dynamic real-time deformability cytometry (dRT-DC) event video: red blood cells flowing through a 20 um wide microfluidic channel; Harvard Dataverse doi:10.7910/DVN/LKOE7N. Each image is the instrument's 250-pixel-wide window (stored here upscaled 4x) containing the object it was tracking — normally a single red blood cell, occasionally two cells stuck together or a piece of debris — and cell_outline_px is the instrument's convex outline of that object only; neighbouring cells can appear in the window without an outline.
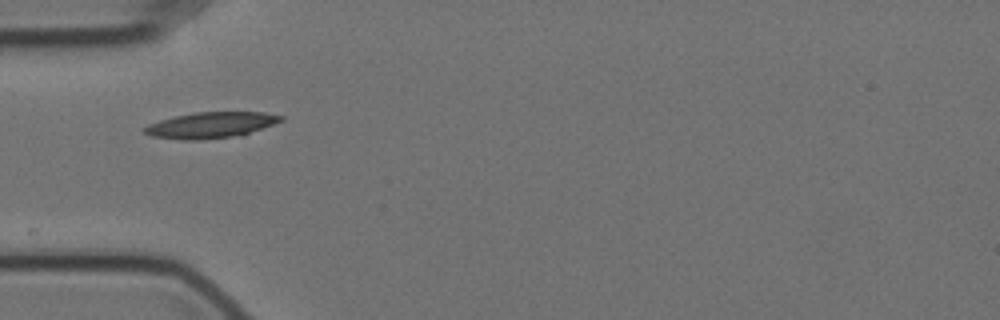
{"species": "Egyptian fruit bat (a non-hibernating species)", "species_latin": "Rousettus aegyptiacus", "temperature_condition": "cold", "stored_images_in_passage": 11, "camera_frame_rate_fps": 3000, "um_per_image_px": 0.085, "animal": {"sex": "female"}, "frame": {"image": 1, "passage_image": 1, "time_ms": 0.0, "image_size_px": [1000, 320], "cell_outline_px": [[284, 120], [244, 136], [200, 140], [184, 140], [152, 136], [144, 132], [144, 128], [148, 124], [160, 120], [176, 116], [196, 112], [264, 112], [284, 116]], "centroid_in_image_um": [17.99, 10.64], "position_along_channel_um": 67.0, "area_um2": 20.87}}
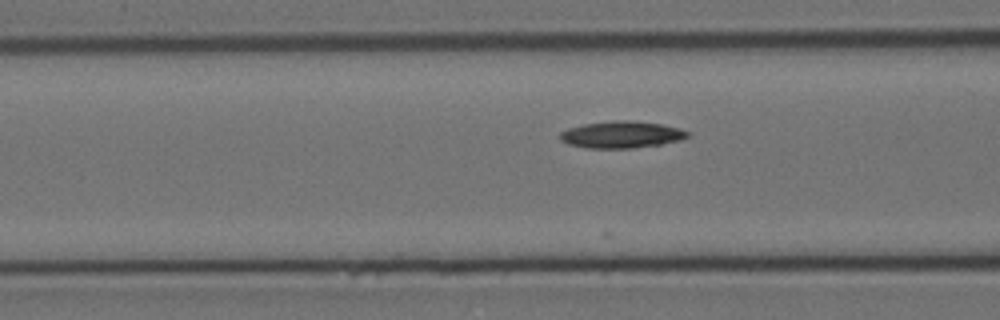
{"frame": {"image": 2, "passage_image": 5, "time_ms": 1.333, "image_size_px": [1000, 320], "cell_outline_px": [[692, 136], [680, 140], [660, 144], [632, 148], [588, 148], [568, 144], [560, 140], [560, 132], [568, 128], [584, 124], [612, 120], [632, 120], [660, 124], [680, 128], [692, 132]], "centroid_in_image_um": [52.86, 11.43], "position_along_channel_um": 113.7, "area_um2": 20.11}}
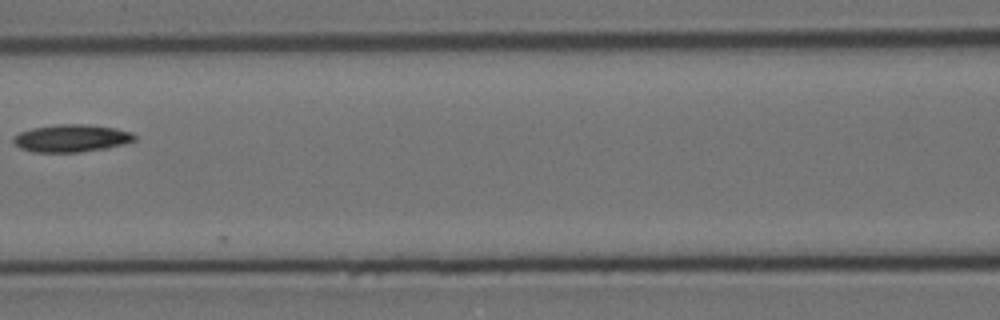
{"frame": {"image": 3, "passage_image": 9, "time_ms": 2.667, "image_size_px": [1000, 320], "cell_outline_px": [[136, 140], [124, 144], [108, 148], [80, 152], [32, 152], [20, 148], [12, 140], [20, 132], [32, 128], [56, 124], [88, 124], [116, 128], [132, 132], [136, 136]], "centroid_in_image_um": [6.11, 11.75], "position_along_channel_um": 160.5, "area_um2": 19.54}}